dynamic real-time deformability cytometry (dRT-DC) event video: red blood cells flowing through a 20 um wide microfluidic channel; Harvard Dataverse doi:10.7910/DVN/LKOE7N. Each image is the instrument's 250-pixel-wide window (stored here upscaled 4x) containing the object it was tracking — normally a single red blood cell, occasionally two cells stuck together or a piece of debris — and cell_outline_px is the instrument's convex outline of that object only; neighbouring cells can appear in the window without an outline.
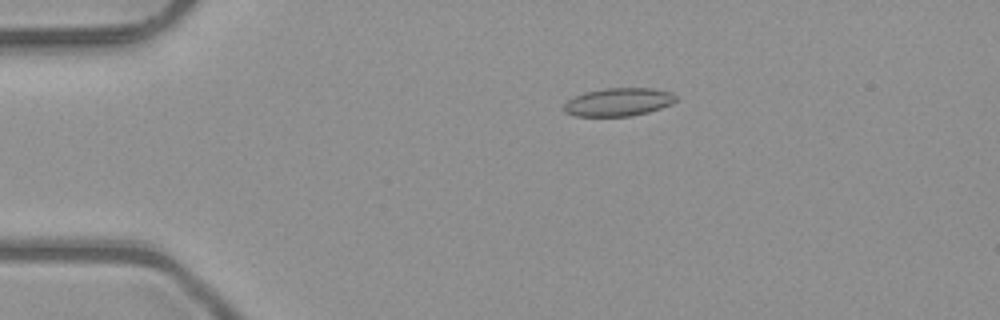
{"species": "common noctule bat (a hibernating species)", "species_latin": "Nyctalus noctula", "temperature_condition": "room temperature", "stored_images_in_passage": 4, "camera_frame_rate_fps": 3000, "um_per_image_px": 0.085, "animal": {"sex": "male", "body_mass_g": 23.1, "forearm_length_mm": 52.7}, "frame": {"image": 1, "passage_image": 1, "time_ms": 0.0, "image_size_px": [1000, 320], "cell_outline_px": [[676, 100], [672, 104], [648, 112], [632, 116], [576, 116], [564, 112], [564, 104], [568, 100], [584, 92], [608, 88], [652, 88], [668, 92], [676, 96]], "centroid_in_image_um": [52.56, 8.68], "position_along_channel_um": 32.4, "area_um2": 18.21}}
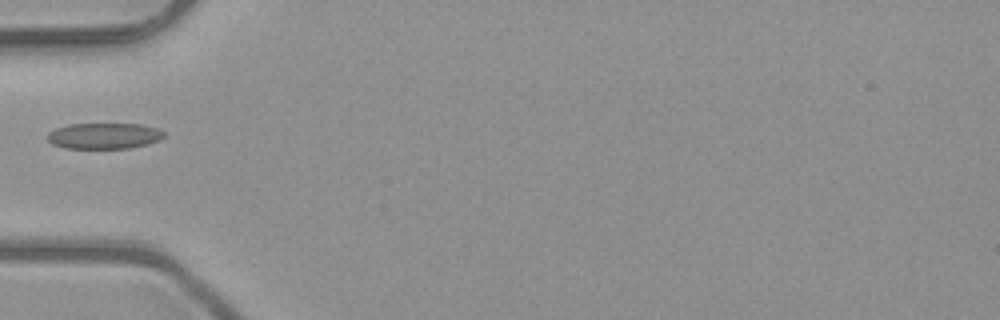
{"frame": {"image": 2, "passage_image": 3, "time_ms": 0.667, "image_size_px": [1000, 320], "cell_outline_px": [[164, 136], [160, 140], [128, 148], [64, 148], [52, 144], [48, 140], [48, 132], [56, 128], [68, 124], [140, 124], [156, 128], [164, 132]], "centroid_in_image_um": [8.81, 11.54], "position_along_channel_um": 76.2, "area_um2": 17.46}}
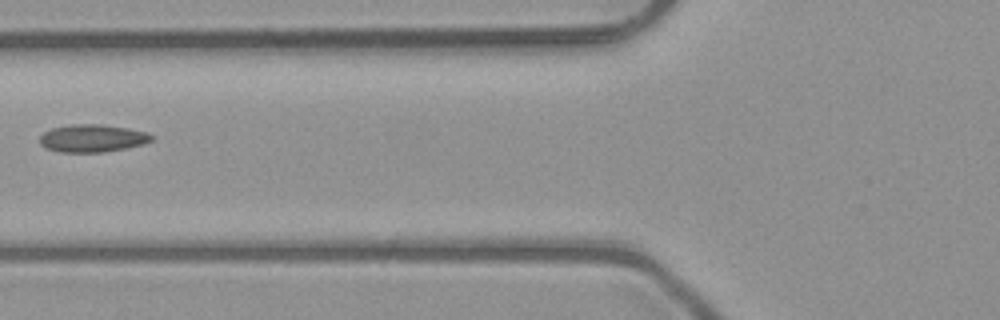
{"frame": {"image": 3, "passage_image": 4, "time_ms": 1.0, "image_size_px": [1000, 320], "cell_outline_px": [[152, 140], [140, 144], [124, 148], [104, 152], [60, 152], [44, 148], [40, 144], [40, 136], [44, 132], [52, 128], [72, 124], [104, 124], [128, 128], [148, 132], [152, 136]], "centroid_in_image_um": [7.81, 11.74], "position_along_channel_um": 118.0, "area_um2": 17.98}}